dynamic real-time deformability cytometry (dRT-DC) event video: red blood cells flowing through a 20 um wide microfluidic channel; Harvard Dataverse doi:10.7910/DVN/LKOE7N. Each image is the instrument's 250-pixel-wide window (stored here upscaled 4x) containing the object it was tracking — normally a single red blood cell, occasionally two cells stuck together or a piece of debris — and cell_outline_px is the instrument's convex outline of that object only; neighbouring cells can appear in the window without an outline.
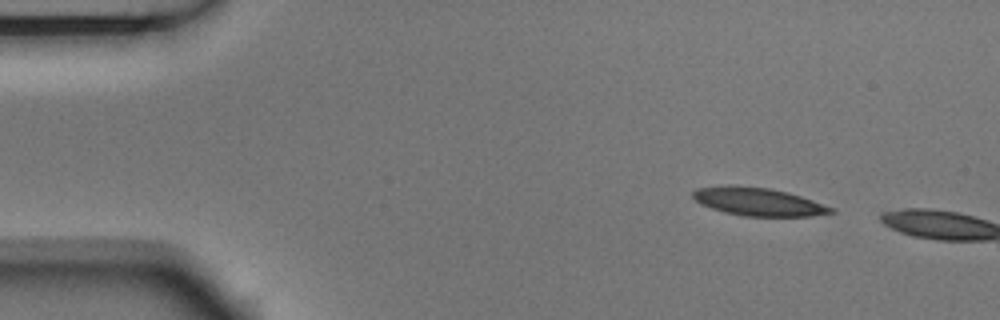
{"species": "Egyptian fruit bat (a non-hibernating species)", "species_latin": "Rousettus aegyptiacus", "temperature_condition": "room temperature", "stored_images_in_passage": 3, "camera_frame_rate_fps": 3000, "um_per_image_px": 0.085, "animal": {"sex": "male"}, "frame": {"image": 1, "passage_image": 1, "time_ms": 0.0, "image_size_px": [1000, 320], "cell_outline_px": [[836, 212], [812, 216], [744, 216], [724, 212], [700, 204], [692, 196], [692, 192], [696, 188], [728, 184], [732, 184], [768, 188], [788, 192], [836, 208]], "centroid_in_image_um": [64.44, 17.13], "position_along_channel_um": 20.6, "area_um2": 22.77}}